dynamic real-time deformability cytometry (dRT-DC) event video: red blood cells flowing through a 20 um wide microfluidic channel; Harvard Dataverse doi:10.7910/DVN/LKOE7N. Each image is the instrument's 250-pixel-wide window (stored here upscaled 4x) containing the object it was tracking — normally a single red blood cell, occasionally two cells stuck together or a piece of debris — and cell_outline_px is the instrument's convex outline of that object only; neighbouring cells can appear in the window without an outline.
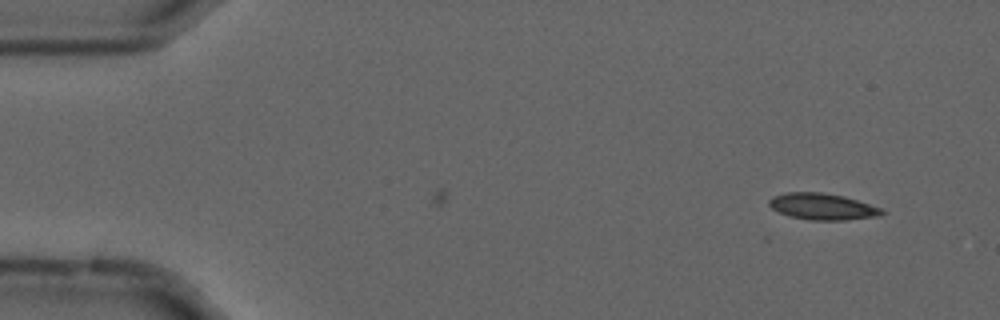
{"species": "common noctule bat (a hibernating species)", "species_latin": "Nyctalus noctula", "temperature_condition": "cold", "stored_images_in_passage": 48, "camera_frame_rate_fps": 3000, "um_per_image_px": 0.085, "animal": {"sex": "male", "forearm_length_mm": 52.5}, "frame": {"image": 1, "passage_image": 1, "time_ms": 0.0, "image_size_px": [1000, 320], "cell_outline_px": [[884, 212], [876, 216], [844, 220], [808, 220], [788, 216], [772, 208], [768, 204], [768, 200], [772, 196], [784, 192], [820, 192], [844, 196], [880, 208]], "centroid_in_image_um": [69.82, 17.55], "position_along_channel_um": 15.2, "area_um2": 17.22}}
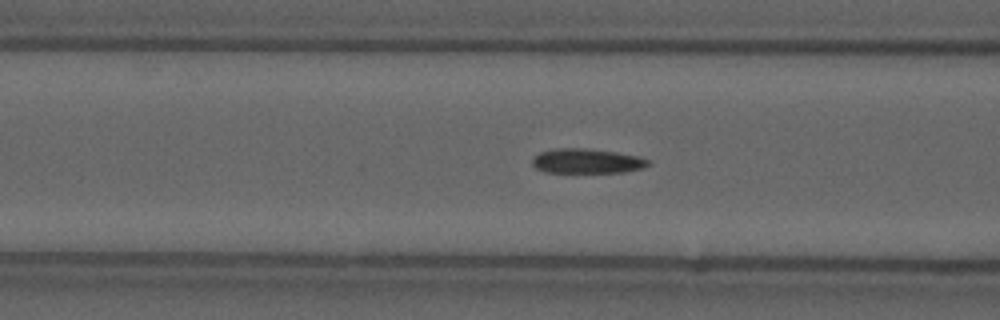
{"frame": {"image": 2, "passage_image": 18, "time_ms": 5.667, "image_size_px": [1000, 320], "cell_outline_px": [[652, 164], [644, 168], [624, 172], [544, 172], [536, 168], [532, 164], [532, 156], [540, 152], [556, 148], [588, 148], [616, 152], [640, 156], [652, 160]], "centroid_in_image_um": [49.93, 13.68], "position_along_channel_um": 116.7, "area_um2": 16.99}}
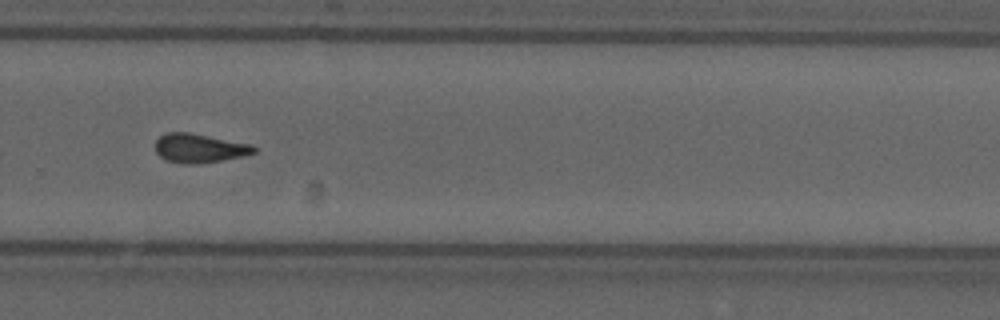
{"frame": {"image": 3, "passage_image": 34, "time_ms": 11.0, "image_size_px": [1000, 320], "cell_outline_px": [[256, 152], [240, 156], [220, 160], [196, 164], [184, 164], [164, 160], [156, 152], [156, 140], [160, 136], [168, 132], [188, 132], [252, 144], [256, 148]], "centroid_in_image_um": [16.91, 12.59], "position_along_channel_um": 312.9, "area_um2": 16.53}, "authors_computed_cell_mechanics": {"area_um2": 16.6753, "velocity_mm_per_s": 3.6847, "shape_relaxation_time_tau1_ms": 10.2251, "shape_relaxation_time_tau2_ms": 5.0805, "deformation_change_tau1": 0.193, "deformation_change_tau2": 0.1229}}